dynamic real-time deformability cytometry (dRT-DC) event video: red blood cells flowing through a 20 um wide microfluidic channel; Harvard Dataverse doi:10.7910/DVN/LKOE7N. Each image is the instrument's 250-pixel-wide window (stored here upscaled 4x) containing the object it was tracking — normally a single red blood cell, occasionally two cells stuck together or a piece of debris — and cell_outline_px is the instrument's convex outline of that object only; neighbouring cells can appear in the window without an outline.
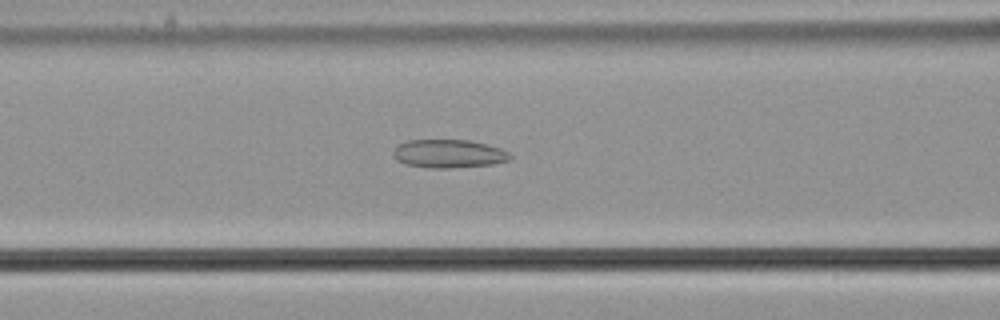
{"species": "common noctule bat (a hibernating species)", "species_latin": "Nyctalus noctula", "temperature_condition": "cold", "stored_images_in_passage": 48, "camera_frame_rate_fps": 3000, "um_per_image_px": 0.085, "animal": {"sex": "male", "body_mass_g": 21.5, "forearm_length_mm": 52.0}, "frame": {"image": 1, "passage_image": 16, "time_ms": 5.0, "image_size_px": [1000, 320], "cell_outline_px": [[512, 156], [508, 160], [492, 164], [448, 168], [428, 168], [408, 164], [396, 160], [392, 152], [396, 144], [408, 140], [468, 140], [500, 148], [508, 152]], "centroid_in_image_um": [38.09, 13.06], "position_along_channel_um": 128.5, "area_um2": 19.19}}
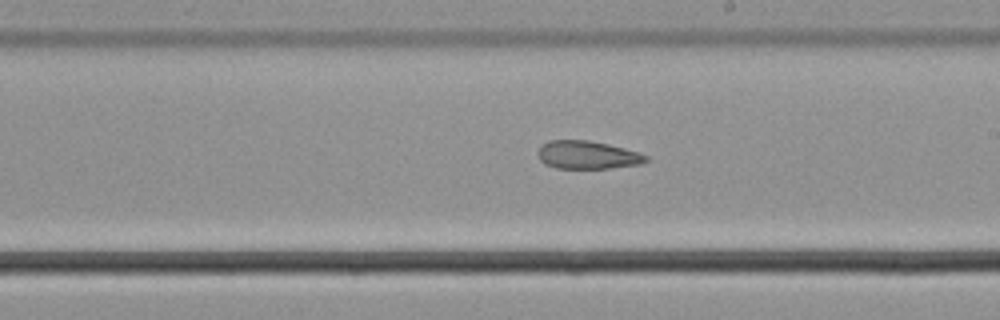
{"frame": {"image": 2, "passage_image": 25, "time_ms": 8.0, "image_size_px": [1000, 320], "cell_outline_px": [[648, 160], [640, 164], [608, 168], [556, 168], [544, 164], [540, 160], [540, 148], [548, 140], [588, 140], [608, 144], [624, 148], [648, 156]], "centroid_in_image_um": [49.94, 13.17], "position_along_channel_um": 239.1, "area_um2": 17.4}}
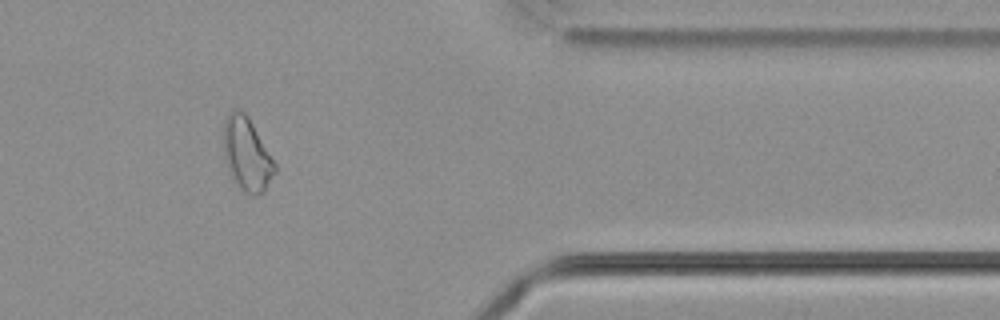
{"frame": {"image": 3, "passage_image": 39, "time_ms": 12.667, "image_size_px": [1000, 320], "cell_outline_px": [[276, 172], [264, 192], [256, 196], [252, 196], [244, 192], [232, 180], [224, 156], [224, 120], [228, 112], [232, 108], [240, 108], [248, 116], [276, 164]], "centroid_in_image_um": [20.98, 13.11], "position_along_channel_um": 390.4, "area_um2": 22.14}, "authors_computed_cell_mechanics": {"area_um2": 20.7502, "velocity_mm_per_s": 3.6922, "shape_relaxation_time_tau1_ms": null, "shape_relaxation_time_tau2_ms": 10.096, "deformation_change_tau1": null, "deformation_change_tau2": 0.1959}}